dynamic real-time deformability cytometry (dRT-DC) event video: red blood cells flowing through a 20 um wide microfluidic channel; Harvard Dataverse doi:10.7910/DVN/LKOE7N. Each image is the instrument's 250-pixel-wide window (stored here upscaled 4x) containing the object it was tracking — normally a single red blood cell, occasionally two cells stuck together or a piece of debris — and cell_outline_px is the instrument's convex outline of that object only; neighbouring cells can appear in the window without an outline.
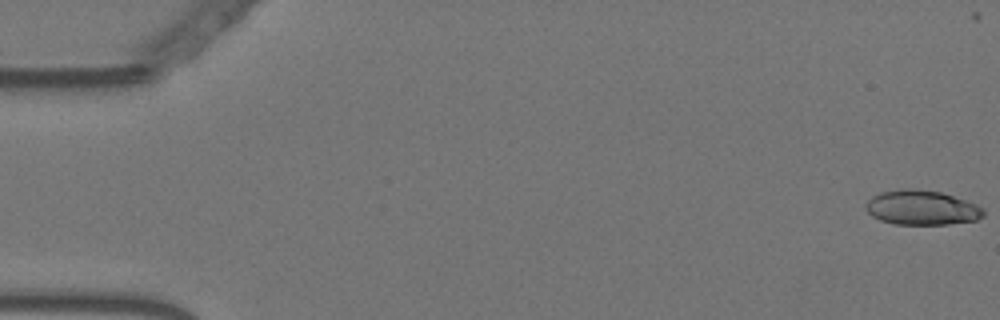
{"species": "Egyptian fruit bat (a non-hibernating species)", "species_latin": "Rousettus aegyptiacus", "temperature_condition": "warm", "stored_images_in_passage": 56, "camera_frame_rate_fps": 3000, "um_per_image_px": 0.085, "animal": {"sex": "female"}, "frame": {"image": 1, "passage_image": 1, "time_ms": 0.0, "image_size_px": [1000, 320], "cell_outline_px": [[984, 216], [976, 220], [948, 224], [892, 224], [880, 220], [872, 216], [864, 208], [864, 204], [872, 196], [880, 192], [904, 188], [912, 188], [940, 192], [976, 204], [984, 208]], "centroid_in_image_um": [78.31, 17.65], "position_along_channel_um": 6.7, "area_um2": 23.81}}
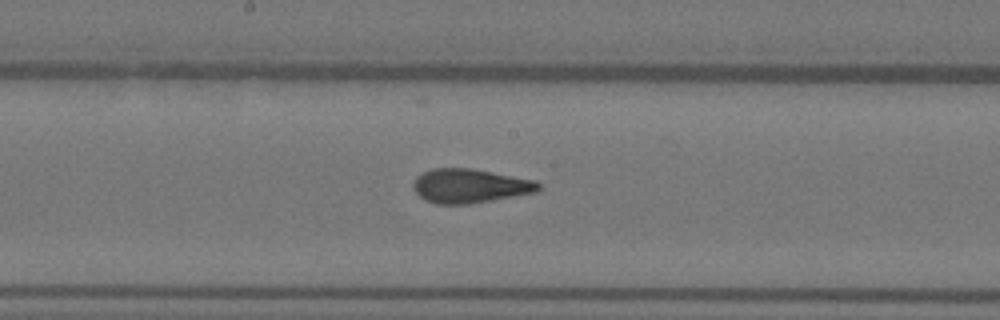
{"frame": {"image": 2, "passage_image": 30, "time_ms": 9.667, "image_size_px": [1000, 320], "cell_outline_px": [[540, 188], [536, 192], [492, 200], [468, 204], [436, 204], [424, 200], [412, 188], [412, 184], [416, 176], [432, 168], [472, 168], [536, 180], [540, 184]], "centroid_in_image_um": [39.92, 15.8], "position_along_channel_um": 208.3, "area_um2": 24.97}}
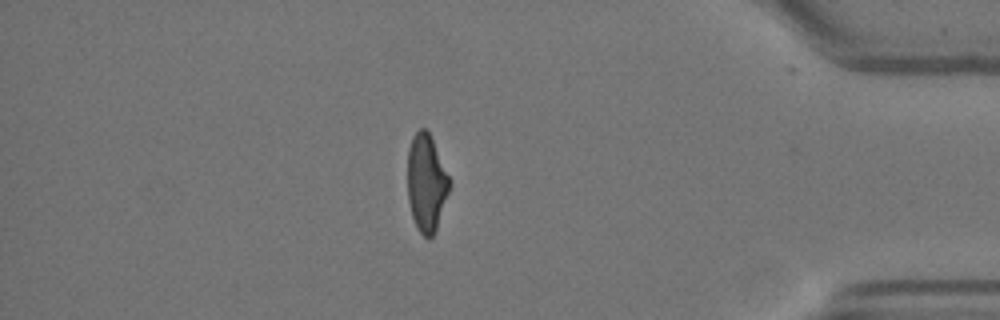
{"frame": {"image": 3, "passage_image": 49, "time_ms": 16.0, "image_size_px": [1000, 320], "cell_outline_px": [[452, 184], [436, 228], [432, 236], [428, 240], [416, 228], [412, 216], [408, 200], [408, 148], [412, 136], [420, 128], [424, 128], [428, 132], [432, 140]], "centroid_in_image_um": [36.23, 15.57], "position_along_channel_um": 399.0, "area_um2": 23.58}, "authors_computed_cell_mechanics": {"area_um2": 24.6517, "velocity_mm_per_s": 3.5961, "shape_relaxation_time_tau1_ms": 10.218, "shape_relaxation_time_tau2_ms": 1.5556, "deformation_change_tau1": 0.271, "deformation_change_tau2": 0.0949}}